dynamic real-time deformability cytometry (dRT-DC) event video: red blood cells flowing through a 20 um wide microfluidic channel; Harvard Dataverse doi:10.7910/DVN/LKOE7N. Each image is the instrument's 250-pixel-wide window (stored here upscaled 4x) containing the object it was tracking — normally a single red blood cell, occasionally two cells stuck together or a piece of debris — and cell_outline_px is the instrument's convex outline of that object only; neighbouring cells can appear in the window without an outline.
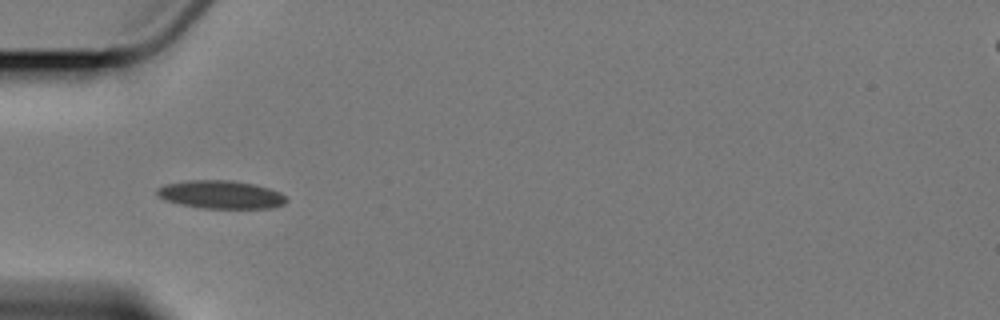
{"species": "Egyptian fruit bat (a non-hibernating species)", "species_latin": "Rousettus aegyptiacus", "temperature_condition": "cold", "stored_images_in_passage": 5, "camera_frame_rate_fps": 3000, "um_per_image_px": 0.085, "animal": {"sex": "female"}, "frame": {"image": 1, "passage_image": 4, "time_ms": 3.667, "image_size_px": [1000, 320], "cell_outline_px": [[288, 200], [284, 204], [272, 208], [204, 208], [180, 204], [164, 200], [156, 192], [156, 188], [164, 184], [188, 180], [232, 180], [256, 184], [280, 192]], "centroid_in_image_um": [18.77, 16.53], "position_along_channel_um": 66.2, "area_um2": 21.27}}